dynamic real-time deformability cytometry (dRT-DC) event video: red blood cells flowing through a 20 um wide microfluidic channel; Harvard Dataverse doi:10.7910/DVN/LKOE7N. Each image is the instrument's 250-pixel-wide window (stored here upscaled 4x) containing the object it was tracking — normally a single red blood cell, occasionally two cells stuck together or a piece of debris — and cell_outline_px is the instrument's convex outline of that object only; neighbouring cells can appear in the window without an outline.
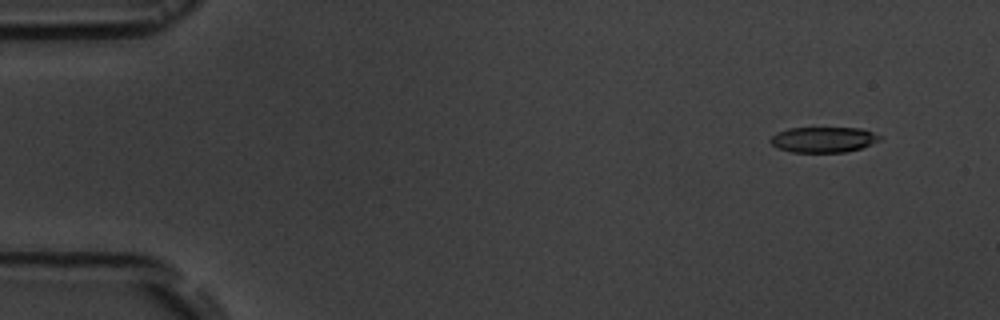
{"species": "common noctule bat (a hibernating species)", "species_latin": "Nyctalus noctula", "temperature_condition": "room temperature", "stored_images_in_passage": 6, "camera_frame_rate_fps": 3000, "um_per_image_px": 0.085, "animal": {"sex": "male", "body_mass_g": 19.5, "forearm_length_mm": 54.6}, "frame": {"image": 1, "passage_image": 2, "time_ms": 1.333, "image_size_px": [1000, 320], "cell_outline_px": [[884, 136], [880, 140], [860, 148], [844, 152], [792, 152], [776, 148], [768, 140], [776, 132], [788, 128], [860, 128]], "centroid_in_image_um": [69.96, 11.86], "position_along_channel_um": 15.0, "area_um2": 16.3}}
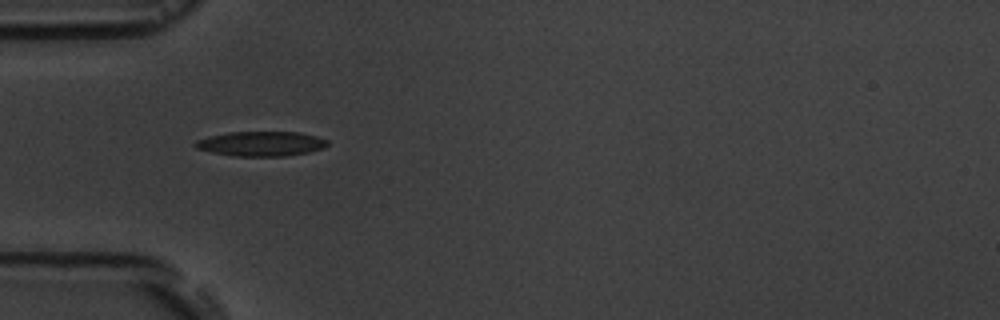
{"frame": {"image": 2, "passage_image": 5, "time_ms": 5.667, "image_size_px": [1000, 320], "cell_outline_px": [[328, 144], [324, 148], [308, 152], [284, 156], [232, 156], [212, 152], [196, 148], [192, 144], [196, 140], [208, 136], [228, 132], [300, 132], [316, 136], [328, 140]], "centroid_in_image_um": [22.17, 12.21], "position_along_channel_um": 62.8, "area_um2": 19.13}}
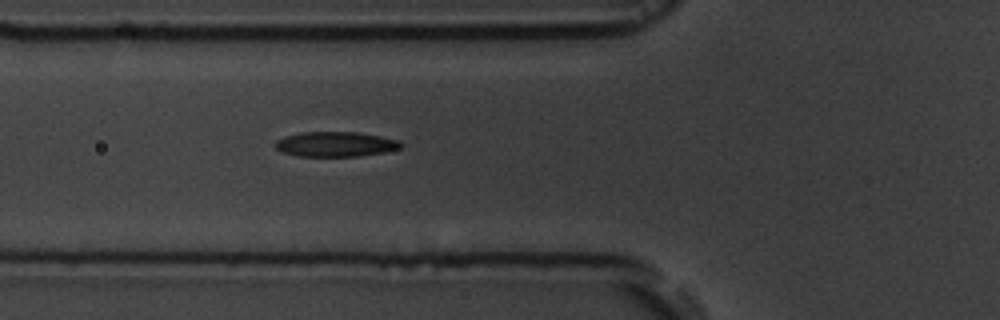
{"frame": {"image": 3, "passage_image": 6, "time_ms": 6.667, "image_size_px": [1000, 320], "cell_outline_px": [[404, 144], [400, 148], [384, 152], [360, 156], [296, 156], [280, 152], [276, 148], [276, 140], [284, 136], [300, 132], [356, 132], [380, 136], [400, 140]], "centroid_in_image_um": [28.51, 12.25], "position_along_channel_um": 97.3, "area_um2": 18.38}}